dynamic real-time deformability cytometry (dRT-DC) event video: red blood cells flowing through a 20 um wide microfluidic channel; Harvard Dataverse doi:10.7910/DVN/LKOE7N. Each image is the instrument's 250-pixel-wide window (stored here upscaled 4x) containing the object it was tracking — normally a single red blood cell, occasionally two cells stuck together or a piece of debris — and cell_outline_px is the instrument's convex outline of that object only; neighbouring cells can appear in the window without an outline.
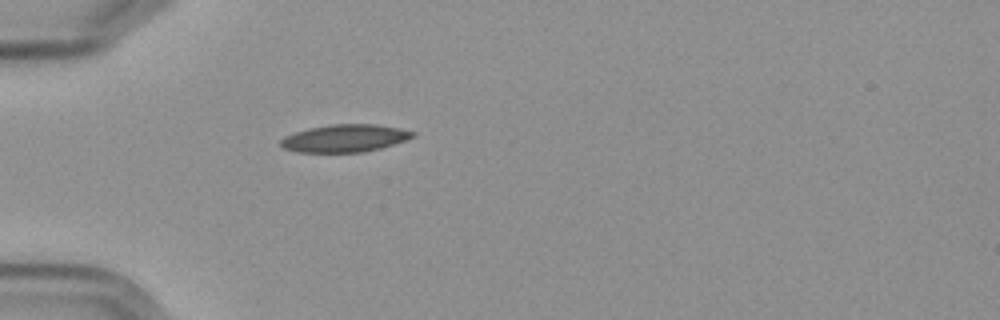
{"species": "Egyptian fruit bat (a non-hibernating species)", "species_latin": "Rousettus aegyptiacus", "temperature_condition": "cold", "stored_images_in_passage": 1, "camera_frame_rate_fps": 3000, "um_per_image_px": 0.085, "frame": {"image": 1, "passage_image": 1, "time_ms": 0.0, "image_size_px": [1000, 320], "cell_outline_px": [[416, 136], [380, 148], [360, 152], [296, 152], [284, 148], [280, 144], [280, 140], [284, 136], [308, 128], [328, 124], [376, 124], [400, 128], [416, 132]], "centroid_in_image_um": [29.29, 11.74], "position_along_channel_um": 55.7, "area_um2": 21.15}}